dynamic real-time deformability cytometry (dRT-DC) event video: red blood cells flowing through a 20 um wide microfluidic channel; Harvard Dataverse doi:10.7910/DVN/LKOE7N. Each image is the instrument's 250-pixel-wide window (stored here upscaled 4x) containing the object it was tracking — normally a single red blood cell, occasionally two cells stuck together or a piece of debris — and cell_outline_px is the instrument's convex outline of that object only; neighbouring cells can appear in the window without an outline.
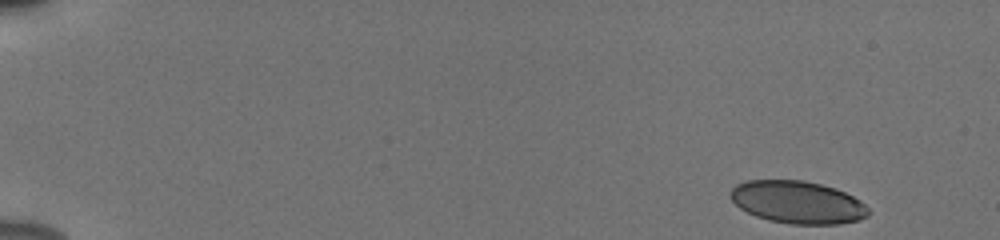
{"species": "human", "species_latin": "Homo sapiens", "temperature_condition": "cold", "stored_images_in_passage": 51, "camera_frame_rate_fps": 3000, "um_per_image_px": 0.085, "donor": {"sex": "male"}, "frame": {"image": 1, "passage_image": 1, "time_ms": 0.0, "image_size_px": [1000, 240], "cell_outline_px": [[872, 212], [868, 216], [860, 220], [840, 224], [792, 224], [768, 220], [756, 216], [740, 208], [732, 200], [732, 188], [736, 184], [744, 180], [804, 180], [836, 188], [860, 200]], "centroid_in_image_um": [67.83, 17.19], "position_along_channel_um": 17.2, "area_um2": 34.28}}
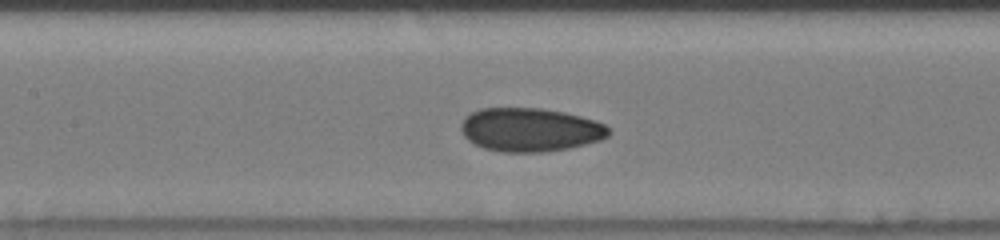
{"frame": {"image": 2, "passage_image": 24, "time_ms": 7.667, "image_size_px": [1000, 240], "cell_outline_px": [[612, 132], [608, 136], [600, 140], [568, 148], [544, 152], [500, 152], [484, 148], [468, 140], [460, 132], [460, 124], [464, 116], [480, 108], [540, 108], [564, 112], [596, 120], [612, 128]], "centroid_in_image_um": [45.05, 11.02], "position_along_channel_um": 162.3, "area_um2": 37.86}}
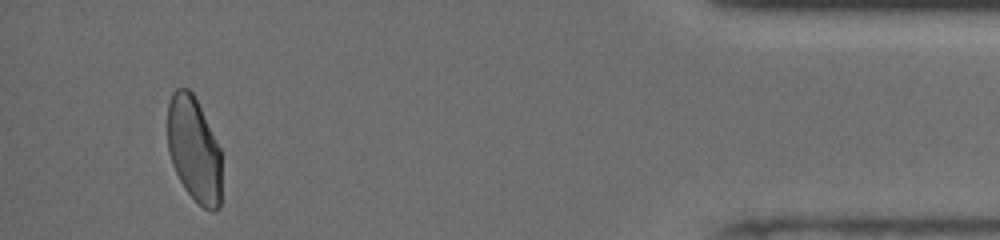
{"frame": {"image": 3, "passage_image": 48, "time_ms": 15.667, "image_size_px": [1000, 240], "cell_outline_px": [[220, 208], [216, 212], [212, 212], [204, 208], [184, 188], [172, 164], [168, 152], [168, 104], [172, 92], [176, 88], [188, 88], [192, 92], [220, 148]], "centroid_in_image_um": [16.48, 12.71], "position_along_channel_um": 418.7, "area_um2": 32.83}, "authors_computed_cell_mechanics": {"area_um2": 36.0094, "velocity_mm_per_s": 3.8858, "shape_relaxation_time_tau1_ms": 8.1101, "shape_relaxation_time_tau2_ms": 1.4018, "deformation_change_tau1": 0.1522, "deformation_change_tau2": 0.052}}